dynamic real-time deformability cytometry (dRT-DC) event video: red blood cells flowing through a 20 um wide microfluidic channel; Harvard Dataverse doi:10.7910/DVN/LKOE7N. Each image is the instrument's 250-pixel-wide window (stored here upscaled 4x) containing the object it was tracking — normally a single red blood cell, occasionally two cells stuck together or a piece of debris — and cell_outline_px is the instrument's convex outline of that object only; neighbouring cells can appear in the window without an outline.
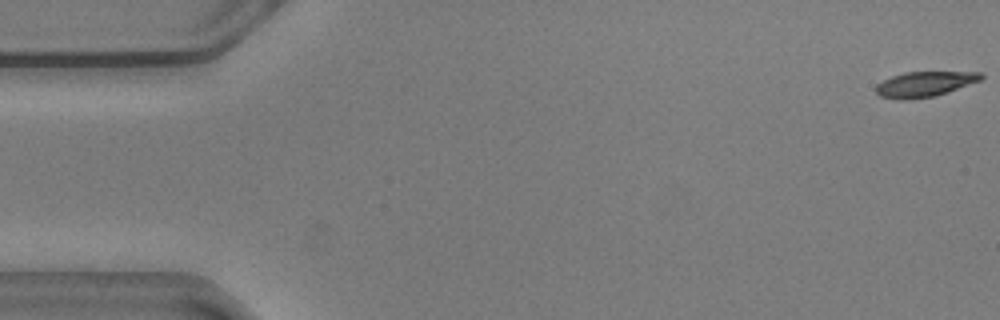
{"species": "common noctule bat (a hibernating species)", "species_latin": "Nyctalus noctula", "temperature_condition": "warm", "stored_images_in_passage": 13, "camera_frame_rate_fps": 3000, "um_per_image_px": 0.085, "animal": {"sex": "male", "body_mass_g": 20.5, "forearm_length_mm": 52.5}, "frame": {"image": 1, "passage_image": 1, "time_ms": 0.0, "image_size_px": [1000, 320], "cell_outline_px": [[984, 76], [980, 80], [948, 92], [936, 96], [904, 100], [896, 100], [880, 96], [876, 92], [876, 84], [892, 76], [904, 72], [980, 72]], "centroid_in_image_um": [78.56, 7.16], "position_along_channel_um": 6.4, "area_um2": 15.43}}